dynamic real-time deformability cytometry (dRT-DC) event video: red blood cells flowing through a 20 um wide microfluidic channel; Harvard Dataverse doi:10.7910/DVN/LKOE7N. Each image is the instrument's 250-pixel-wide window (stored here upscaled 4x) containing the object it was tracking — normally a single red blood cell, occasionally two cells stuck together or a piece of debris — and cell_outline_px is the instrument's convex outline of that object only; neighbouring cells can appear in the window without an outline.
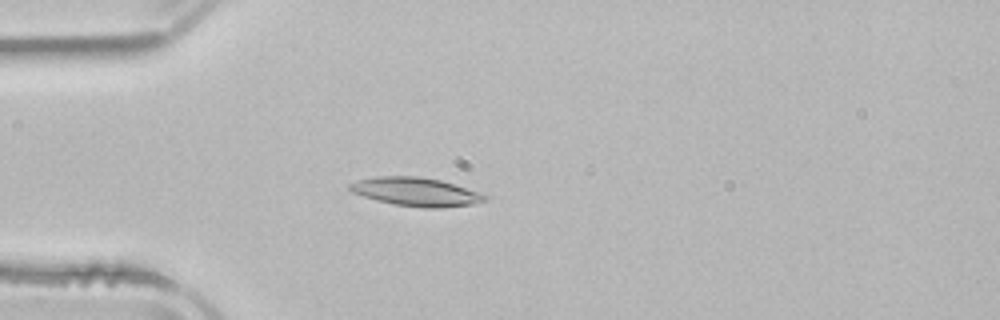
{"species": "common noctule bat (a hibernating species)", "species_latin": "Nyctalus noctula", "temperature_condition": "room temperature", "stored_images_in_passage": 2, "camera_frame_rate_fps": 3000, "um_per_image_px": 0.085, "animal": {"sex": "male", "body_mass_g": 21.5, "forearm_length_mm": 52.0}, "frame": {"image": 1, "passage_image": 2, "time_ms": 2.333, "image_size_px": [1000, 320], "cell_outline_px": [[488, 196], [484, 200], [472, 204], [440, 208], [424, 208], [396, 204], [376, 200], [352, 192], [348, 188], [348, 184], [356, 180], [376, 176], [420, 176], [440, 180], [480, 192]], "centroid_in_image_um": [35.32, 16.29], "position_along_channel_um": 49.7, "area_um2": 22.37}}